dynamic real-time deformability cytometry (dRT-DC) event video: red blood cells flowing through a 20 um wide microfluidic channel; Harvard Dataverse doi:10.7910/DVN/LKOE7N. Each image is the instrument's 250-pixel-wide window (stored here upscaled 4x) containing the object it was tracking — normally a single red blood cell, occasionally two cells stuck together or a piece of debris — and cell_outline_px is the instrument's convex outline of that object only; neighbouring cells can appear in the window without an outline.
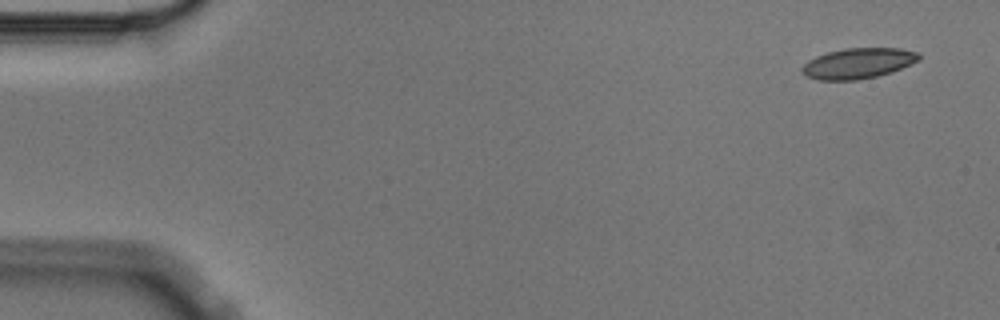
{"species": "Egyptian fruit bat (a non-hibernating species)", "species_latin": "Rousettus aegyptiacus", "temperature_condition": "cold", "stored_images_in_passage": 7, "camera_frame_rate_fps": 3000, "um_per_image_px": 0.085, "animal": {"sex": "male"}, "frame": {"image": 1, "passage_image": 1, "time_ms": 0.0, "image_size_px": [1000, 320], "cell_outline_px": [[920, 60], [912, 64], [892, 72], [876, 76], [856, 80], [816, 80], [804, 76], [800, 72], [800, 68], [808, 60], [816, 56], [828, 52], [844, 48], [900, 48], [920, 52]], "centroid_in_image_um": [72.93, 5.38], "position_along_channel_um": 12.1, "area_um2": 21.1}}
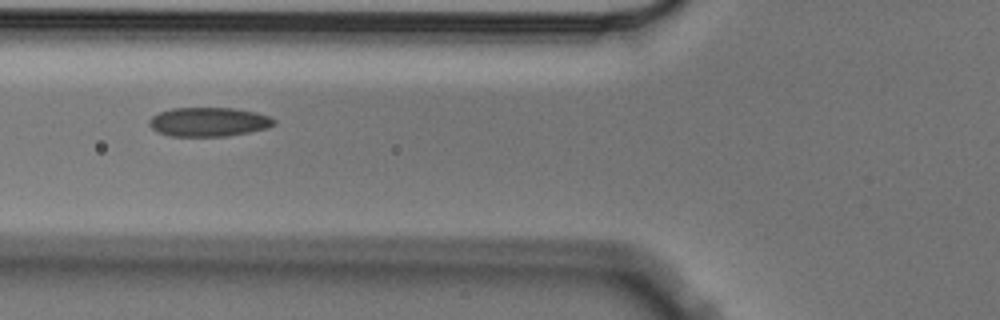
{"frame": {"image": 2, "passage_image": 6, "time_ms": 1.667, "image_size_px": [1000, 320], "cell_outline_px": [[276, 124], [268, 128], [228, 136], [172, 136], [160, 132], [152, 128], [148, 124], [148, 120], [152, 116], [160, 112], [172, 108], [236, 108], [256, 112], [272, 116], [276, 120]], "centroid_in_image_um": [17.79, 10.35], "position_along_channel_um": 108.0, "area_um2": 21.27}}
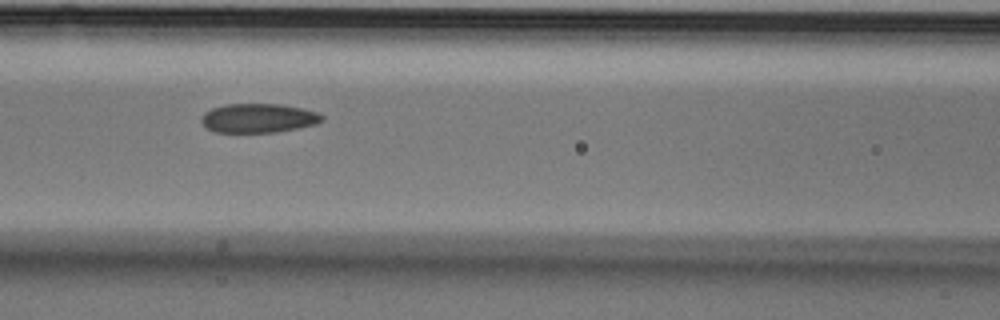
{"frame": {"image": 3, "passage_image": 7, "time_ms": 2.0, "image_size_px": [1000, 320], "cell_outline_px": [[324, 120], [316, 124], [276, 132], [216, 132], [208, 128], [200, 120], [204, 112], [212, 108], [224, 104], [280, 104], [300, 108], [316, 112], [324, 116]], "centroid_in_image_um": [21.96, 10.03], "position_along_channel_um": 144.6, "area_um2": 20.35}}